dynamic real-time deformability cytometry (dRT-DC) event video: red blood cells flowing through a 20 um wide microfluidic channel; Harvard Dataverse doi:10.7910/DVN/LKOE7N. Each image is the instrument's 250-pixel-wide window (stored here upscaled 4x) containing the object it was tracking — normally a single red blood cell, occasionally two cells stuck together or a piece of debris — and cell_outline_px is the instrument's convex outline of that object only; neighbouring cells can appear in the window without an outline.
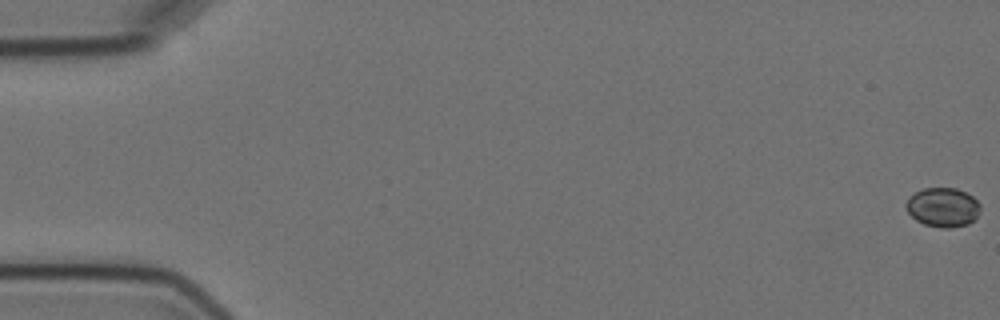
{"species": "Egyptian fruit bat (a non-hibernating species)", "species_latin": "Rousettus aegyptiacus", "temperature_condition": "cold", "stored_images_in_passage": 6, "camera_frame_rate_fps": 3000, "um_per_image_px": 0.085, "animal": {"sex": "female"}, "frame": {"image": 1, "passage_image": 1, "time_ms": 0.0, "image_size_px": [1000, 320], "cell_outline_px": [[980, 212], [968, 224], [948, 228], [944, 228], [924, 224], [916, 220], [908, 212], [904, 204], [908, 196], [924, 188], [956, 188], [972, 196], [980, 204]], "centroid_in_image_um": [80.12, 17.61], "position_along_channel_um": 4.9, "area_um2": 16.94}}
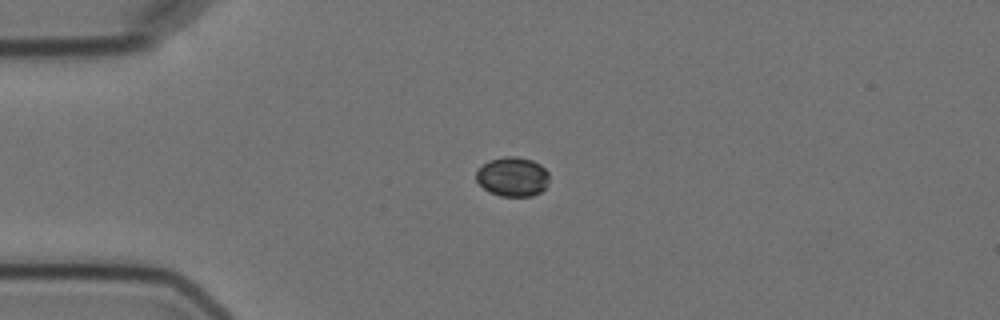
{"frame": {"image": 2, "passage_image": 5, "time_ms": 4.667, "image_size_px": [1000, 320], "cell_outline_px": [[548, 184], [540, 192], [532, 196], [500, 196], [488, 192], [476, 180], [476, 172], [488, 160], [504, 156], [516, 156], [532, 160], [540, 164], [548, 172]], "centroid_in_image_um": [43.57, 15.02], "position_along_channel_um": 41.4, "area_um2": 16.82}}